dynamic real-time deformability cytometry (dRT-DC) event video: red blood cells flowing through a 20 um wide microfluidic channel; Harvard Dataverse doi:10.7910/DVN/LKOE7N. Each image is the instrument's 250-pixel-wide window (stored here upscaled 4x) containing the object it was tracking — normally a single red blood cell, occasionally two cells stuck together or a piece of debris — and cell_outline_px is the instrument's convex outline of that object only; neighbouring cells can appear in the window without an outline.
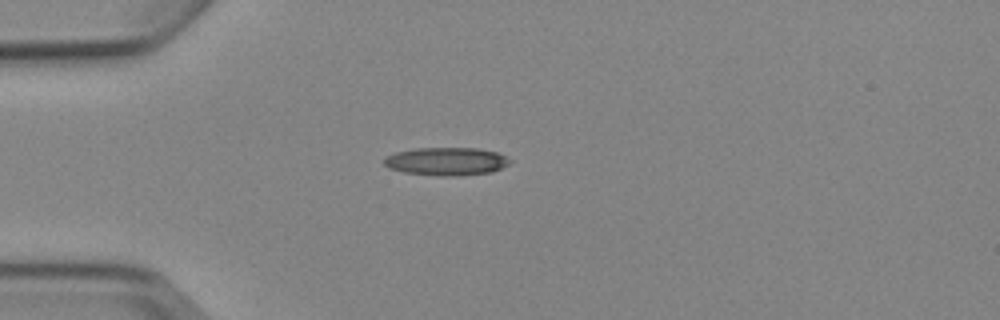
{"species": "Egyptian fruit bat (a non-hibernating species)", "species_latin": "Rousettus aegyptiacus", "temperature_condition": "cold", "stored_images_in_passage": 3, "camera_frame_rate_fps": 3000, "um_per_image_px": 0.085, "animal": {"sex": "female"}, "frame": {"image": 1, "passage_image": 1, "time_ms": 0.0, "image_size_px": [1000, 320], "cell_outline_px": [[512, 160], [508, 164], [492, 172], [456, 176], [440, 176], [404, 172], [388, 168], [384, 164], [384, 156], [396, 152], [416, 148], [476, 148], [496, 152]], "centroid_in_image_um": [37.91, 13.72], "position_along_channel_um": 47.1, "area_um2": 20.52}}
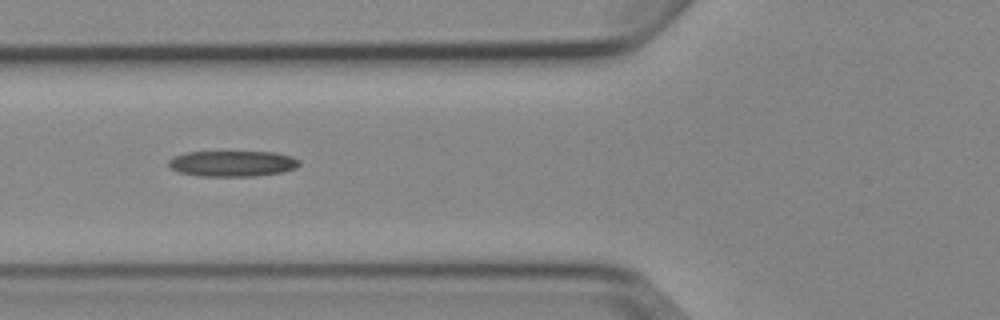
{"frame": {"image": 2, "passage_image": 3, "time_ms": 2.0, "image_size_px": [1000, 320], "cell_outline_px": [[300, 164], [296, 168], [284, 172], [256, 176], [196, 176], [180, 172], [172, 168], [168, 164], [168, 160], [172, 156], [188, 152], [276, 152], [292, 156], [300, 160]], "centroid_in_image_um": [19.79, 13.9], "position_along_channel_um": 106.0, "area_um2": 19.83}}